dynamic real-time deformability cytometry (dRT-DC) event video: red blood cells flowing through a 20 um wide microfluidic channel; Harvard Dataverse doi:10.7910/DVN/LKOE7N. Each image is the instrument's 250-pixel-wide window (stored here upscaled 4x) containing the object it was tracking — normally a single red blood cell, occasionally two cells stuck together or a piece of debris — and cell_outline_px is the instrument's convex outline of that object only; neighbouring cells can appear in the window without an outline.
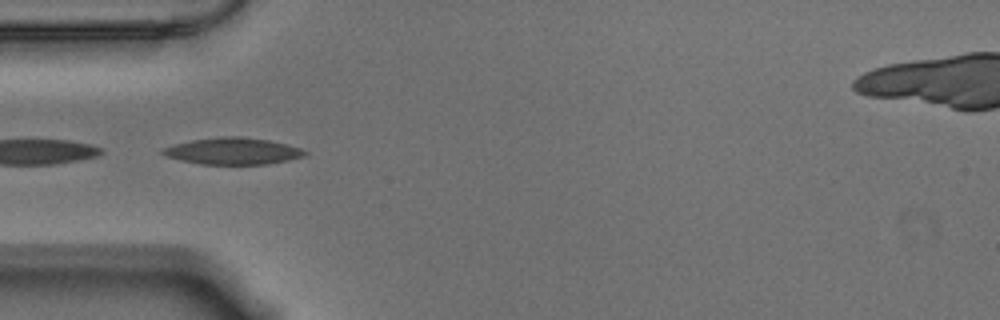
{"species": "Egyptian fruit bat (a non-hibernating species)", "species_latin": "Rousettus aegyptiacus", "temperature_condition": "warm", "stored_images_in_passage": 9, "camera_frame_rate_fps": 3000, "um_per_image_px": 0.085, "animal": {"sex": "male"}, "frame": {"image": 1, "passage_image": 7, "time_ms": 2.0, "image_size_px": [1000, 320], "cell_outline_px": [[308, 152], [304, 156], [288, 160], [268, 164], [200, 164], [180, 160], [164, 156], [160, 152], [160, 148], [172, 144], [192, 140], [220, 136], [240, 136], [268, 140], [288, 144], [300, 148]], "centroid_in_image_um": [19.74, 12.84], "position_along_channel_um": 65.3, "area_um2": 22.31}}